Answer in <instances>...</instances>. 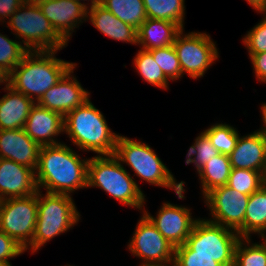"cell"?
Wrapping results in <instances>:
<instances>
[{"label": "cell", "mask_w": 266, "mask_h": 266, "mask_svg": "<svg viewBox=\"0 0 266 266\" xmlns=\"http://www.w3.org/2000/svg\"><path fill=\"white\" fill-rule=\"evenodd\" d=\"M24 130L40 147L60 144L61 142L55 137L64 132V116L35 103L30 110Z\"/></svg>", "instance_id": "17"}, {"label": "cell", "mask_w": 266, "mask_h": 266, "mask_svg": "<svg viewBox=\"0 0 266 266\" xmlns=\"http://www.w3.org/2000/svg\"><path fill=\"white\" fill-rule=\"evenodd\" d=\"M38 190V210L32 245L29 248L34 254L54 237L67 232L80 220L73 198L66 194Z\"/></svg>", "instance_id": "7"}, {"label": "cell", "mask_w": 266, "mask_h": 266, "mask_svg": "<svg viewBox=\"0 0 266 266\" xmlns=\"http://www.w3.org/2000/svg\"><path fill=\"white\" fill-rule=\"evenodd\" d=\"M6 22L28 51H58L68 46L39 6L22 4Z\"/></svg>", "instance_id": "8"}, {"label": "cell", "mask_w": 266, "mask_h": 266, "mask_svg": "<svg viewBox=\"0 0 266 266\" xmlns=\"http://www.w3.org/2000/svg\"><path fill=\"white\" fill-rule=\"evenodd\" d=\"M266 183V176L262 172L250 169H231L227 186L240 193L251 195Z\"/></svg>", "instance_id": "30"}, {"label": "cell", "mask_w": 266, "mask_h": 266, "mask_svg": "<svg viewBox=\"0 0 266 266\" xmlns=\"http://www.w3.org/2000/svg\"><path fill=\"white\" fill-rule=\"evenodd\" d=\"M142 211L163 237L175 248L185 244L195 222L198 220V218H192L190 208L174 205L170 202L163 203L156 217L145 209Z\"/></svg>", "instance_id": "13"}, {"label": "cell", "mask_w": 266, "mask_h": 266, "mask_svg": "<svg viewBox=\"0 0 266 266\" xmlns=\"http://www.w3.org/2000/svg\"><path fill=\"white\" fill-rule=\"evenodd\" d=\"M24 252L25 249L12 237L0 231V262L10 263L8 259H13Z\"/></svg>", "instance_id": "35"}, {"label": "cell", "mask_w": 266, "mask_h": 266, "mask_svg": "<svg viewBox=\"0 0 266 266\" xmlns=\"http://www.w3.org/2000/svg\"><path fill=\"white\" fill-rule=\"evenodd\" d=\"M55 54L57 50L28 51L9 73V86L37 103L49 88L77 65L56 58Z\"/></svg>", "instance_id": "2"}, {"label": "cell", "mask_w": 266, "mask_h": 266, "mask_svg": "<svg viewBox=\"0 0 266 266\" xmlns=\"http://www.w3.org/2000/svg\"><path fill=\"white\" fill-rule=\"evenodd\" d=\"M173 266H222L211 256L205 255H174Z\"/></svg>", "instance_id": "36"}, {"label": "cell", "mask_w": 266, "mask_h": 266, "mask_svg": "<svg viewBox=\"0 0 266 266\" xmlns=\"http://www.w3.org/2000/svg\"><path fill=\"white\" fill-rule=\"evenodd\" d=\"M46 0H21L22 4H27V5H35L39 6L43 4Z\"/></svg>", "instance_id": "42"}, {"label": "cell", "mask_w": 266, "mask_h": 266, "mask_svg": "<svg viewBox=\"0 0 266 266\" xmlns=\"http://www.w3.org/2000/svg\"><path fill=\"white\" fill-rule=\"evenodd\" d=\"M249 197L227 185L211 190L203 197L212 216L207 220L235 230L240 237H244V218Z\"/></svg>", "instance_id": "12"}, {"label": "cell", "mask_w": 266, "mask_h": 266, "mask_svg": "<svg viewBox=\"0 0 266 266\" xmlns=\"http://www.w3.org/2000/svg\"><path fill=\"white\" fill-rule=\"evenodd\" d=\"M40 146L24 128L0 130V158L12 160L34 171L37 169Z\"/></svg>", "instance_id": "18"}, {"label": "cell", "mask_w": 266, "mask_h": 266, "mask_svg": "<svg viewBox=\"0 0 266 266\" xmlns=\"http://www.w3.org/2000/svg\"><path fill=\"white\" fill-rule=\"evenodd\" d=\"M261 114H262V121H263V127L259 129L263 134H266V103L261 105Z\"/></svg>", "instance_id": "41"}, {"label": "cell", "mask_w": 266, "mask_h": 266, "mask_svg": "<svg viewBox=\"0 0 266 266\" xmlns=\"http://www.w3.org/2000/svg\"><path fill=\"white\" fill-rule=\"evenodd\" d=\"M231 168L250 169L262 172L266 176V142L264 134L257 129L253 133L241 136L229 155Z\"/></svg>", "instance_id": "19"}, {"label": "cell", "mask_w": 266, "mask_h": 266, "mask_svg": "<svg viewBox=\"0 0 266 266\" xmlns=\"http://www.w3.org/2000/svg\"><path fill=\"white\" fill-rule=\"evenodd\" d=\"M88 161L64 143L41 146L35 171L38 190L71 196L73 191L87 188Z\"/></svg>", "instance_id": "1"}, {"label": "cell", "mask_w": 266, "mask_h": 266, "mask_svg": "<svg viewBox=\"0 0 266 266\" xmlns=\"http://www.w3.org/2000/svg\"><path fill=\"white\" fill-rule=\"evenodd\" d=\"M231 169L228 155L218 154L211 158L208 163L197 172L203 197L211 190L227 185Z\"/></svg>", "instance_id": "24"}, {"label": "cell", "mask_w": 266, "mask_h": 266, "mask_svg": "<svg viewBox=\"0 0 266 266\" xmlns=\"http://www.w3.org/2000/svg\"><path fill=\"white\" fill-rule=\"evenodd\" d=\"M262 14L265 17L261 19L260 23L251 28L242 39L248 54L266 52V12Z\"/></svg>", "instance_id": "34"}, {"label": "cell", "mask_w": 266, "mask_h": 266, "mask_svg": "<svg viewBox=\"0 0 266 266\" xmlns=\"http://www.w3.org/2000/svg\"><path fill=\"white\" fill-rule=\"evenodd\" d=\"M0 266H12L10 263L0 262Z\"/></svg>", "instance_id": "44"}, {"label": "cell", "mask_w": 266, "mask_h": 266, "mask_svg": "<svg viewBox=\"0 0 266 266\" xmlns=\"http://www.w3.org/2000/svg\"><path fill=\"white\" fill-rule=\"evenodd\" d=\"M76 65L71 68L60 81L49 88L37 104L51 111L59 112L63 116L76 109L90 98L79 81L72 74Z\"/></svg>", "instance_id": "14"}, {"label": "cell", "mask_w": 266, "mask_h": 266, "mask_svg": "<svg viewBox=\"0 0 266 266\" xmlns=\"http://www.w3.org/2000/svg\"><path fill=\"white\" fill-rule=\"evenodd\" d=\"M259 13L266 12V0H246Z\"/></svg>", "instance_id": "39"}, {"label": "cell", "mask_w": 266, "mask_h": 266, "mask_svg": "<svg viewBox=\"0 0 266 266\" xmlns=\"http://www.w3.org/2000/svg\"><path fill=\"white\" fill-rule=\"evenodd\" d=\"M182 28L171 21L147 18L137 29V45L143 50L167 47L174 43Z\"/></svg>", "instance_id": "22"}, {"label": "cell", "mask_w": 266, "mask_h": 266, "mask_svg": "<svg viewBox=\"0 0 266 266\" xmlns=\"http://www.w3.org/2000/svg\"><path fill=\"white\" fill-rule=\"evenodd\" d=\"M128 250L148 265L173 266L175 247L144 215L140 217L128 244Z\"/></svg>", "instance_id": "11"}, {"label": "cell", "mask_w": 266, "mask_h": 266, "mask_svg": "<svg viewBox=\"0 0 266 266\" xmlns=\"http://www.w3.org/2000/svg\"><path fill=\"white\" fill-rule=\"evenodd\" d=\"M182 29L176 36L173 46L177 52L182 75L187 73L192 79L203 75L219 58L216 44L206 32H189Z\"/></svg>", "instance_id": "10"}, {"label": "cell", "mask_w": 266, "mask_h": 266, "mask_svg": "<svg viewBox=\"0 0 266 266\" xmlns=\"http://www.w3.org/2000/svg\"><path fill=\"white\" fill-rule=\"evenodd\" d=\"M194 141L186 155L185 164L189 165L193 163L198 172L211 158L220 153L212 145L211 140L204 132H201Z\"/></svg>", "instance_id": "31"}, {"label": "cell", "mask_w": 266, "mask_h": 266, "mask_svg": "<svg viewBox=\"0 0 266 266\" xmlns=\"http://www.w3.org/2000/svg\"><path fill=\"white\" fill-rule=\"evenodd\" d=\"M266 236V183L249 197L244 218V237Z\"/></svg>", "instance_id": "23"}, {"label": "cell", "mask_w": 266, "mask_h": 266, "mask_svg": "<svg viewBox=\"0 0 266 266\" xmlns=\"http://www.w3.org/2000/svg\"><path fill=\"white\" fill-rule=\"evenodd\" d=\"M148 51L152 54L155 62L159 65L168 80H178L183 76L177 52L173 44Z\"/></svg>", "instance_id": "33"}, {"label": "cell", "mask_w": 266, "mask_h": 266, "mask_svg": "<svg viewBox=\"0 0 266 266\" xmlns=\"http://www.w3.org/2000/svg\"><path fill=\"white\" fill-rule=\"evenodd\" d=\"M241 237L230 228L198 218L185 244L174 255H205L222 266H234L235 248Z\"/></svg>", "instance_id": "6"}, {"label": "cell", "mask_w": 266, "mask_h": 266, "mask_svg": "<svg viewBox=\"0 0 266 266\" xmlns=\"http://www.w3.org/2000/svg\"><path fill=\"white\" fill-rule=\"evenodd\" d=\"M75 1L83 3L87 8H89V7H93V6L97 5V4H100L102 0H75ZM81 1H88V2L90 1V3H86L85 4L84 2H81ZM89 4H91V5L89 6Z\"/></svg>", "instance_id": "43"}, {"label": "cell", "mask_w": 266, "mask_h": 266, "mask_svg": "<svg viewBox=\"0 0 266 266\" xmlns=\"http://www.w3.org/2000/svg\"><path fill=\"white\" fill-rule=\"evenodd\" d=\"M38 210L37 193L0 200V231L12 237L25 251L32 245Z\"/></svg>", "instance_id": "9"}, {"label": "cell", "mask_w": 266, "mask_h": 266, "mask_svg": "<svg viewBox=\"0 0 266 266\" xmlns=\"http://www.w3.org/2000/svg\"><path fill=\"white\" fill-rule=\"evenodd\" d=\"M21 5V0H0V22L6 23Z\"/></svg>", "instance_id": "38"}, {"label": "cell", "mask_w": 266, "mask_h": 266, "mask_svg": "<svg viewBox=\"0 0 266 266\" xmlns=\"http://www.w3.org/2000/svg\"><path fill=\"white\" fill-rule=\"evenodd\" d=\"M64 132L80 150L93 151L97 156L114 155L119 136L90 99L64 116Z\"/></svg>", "instance_id": "3"}, {"label": "cell", "mask_w": 266, "mask_h": 266, "mask_svg": "<svg viewBox=\"0 0 266 266\" xmlns=\"http://www.w3.org/2000/svg\"><path fill=\"white\" fill-rule=\"evenodd\" d=\"M3 84L5 87L9 86V73L0 66V85Z\"/></svg>", "instance_id": "40"}, {"label": "cell", "mask_w": 266, "mask_h": 266, "mask_svg": "<svg viewBox=\"0 0 266 266\" xmlns=\"http://www.w3.org/2000/svg\"><path fill=\"white\" fill-rule=\"evenodd\" d=\"M140 266H164V265H148V264H140Z\"/></svg>", "instance_id": "45"}, {"label": "cell", "mask_w": 266, "mask_h": 266, "mask_svg": "<svg viewBox=\"0 0 266 266\" xmlns=\"http://www.w3.org/2000/svg\"><path fill=\"white\" fill-rule=\"evenodd\" d=\"M249 58L253 65L256 79H258V81H261L262 83H266V52L249 54Z\"/></svg>", "instance_id": "37"}, {"label": "cell", "mask_w": 266, "mask_h": 266, "mask_svg": "<svg viewBox=\"0 0 266 266\" xmlns=\"http://www.w3.org/2000/svg\"><path fill=\"white\" fill-rule=\"evenodd\" d=\"M105 36L121 42L137 44V29L116 18L101 4L89 7L87 20Z\"/></svg>", "instance_id": "21"}, {"label": "cell", "mask_w": 266, "mask_h": 266, "mask_svg": "<svg viewBox=\"0 0 266 266\" xmlns=\"http://www.w3.org/2000/svg\"><path fill=\"white\" fill-rule=\"evenodd\" d=\"M35 171L12 160L0 158V200L37 193Z\"/></svg>", "instance_id": "16"}, {"label": "cell", "mask_w": 266, "mask_h": 266, "mask_svg": "<svg viewBox=\"0 0 266 266\" xmlns=\"http://www.w3.org/2000/svg\"><path fill=\"white\" fill-rule=\"evenodd\" d=\"M39 8L67 43L74 29L87 19L88 8L75 0H46Z\"/></svg>", "instance_id": "15"}, {"label": "cell", "mask_w": 266, "mask_h": 266, "mask_svg": "<svg viewBox=\"0 0 266 266\" xmlns=\"http://www.w3.org/2000/svg\"><path fill=\"white\" fill-rule=\"evenodd\" d=\"M116 18L138 29L147 19L143 0H102L100 3Z\"/></svg>", "instance_id": "25"}, {"label": "cell", "mask_w": 266, "mask_h": 266, "mask_svg": "<svg viewBox=\"0 0 266 266\" xmlns=\"http://www.w3.org/2000/svg\"><path fill=\"white\" fill-rule=\"evenodd\" d=\"M99 187L120 203L139 210L145 207V195L136 180L114 155H100L89 159L87 188Z\"/></svg>", "instance_id": "4"}, {"label": "cell", "mask_w": 266, "mask_h": 266, "mask_svg": "<svg viewBox=\"0 0 266 266\" xmlns=\"http://www.w3.org/2000/svg\"><path fill=\"white\" fill-rule=\"evenodd\" d=\"M251 238L239 239L235 248L234 266H266V240L262 238V243H252Z\"/></svg>", "instance_id": "27"}, {"label": "cell", "mask_w": 266, "mask_h": 266, "mask_svg": "<svg viewBox=\"0 0 266 266\" xmlns=\"http://www.w3.org/2000/svg\"><path fill=\"white\" fill-rule=\"evenodd\" d=\"M133 65H135L138 74L144 81L160 89H169V80L165 77L148 50H138L134 57Z\"/></svg>", "instance_id": "28"}, {"label": "cell", "mask_w": 266, "mask_h": 266, "mask_svg": "<svg viewBox=\"0 0 266 266\" xmlns=\"http://www.w3.org/2000/svg\"><path fill=\"white\" fill-rule=\"evenodd\" d=\"M27 52L21 40H12L0 33V66L8 73L21 63Z\"/></svg>", "instance_id": "32"}, {"label": "cell", "mask_w": 266, "mask_h": 266, "mask_svg": "<svg viewBox=\"0 0 266 266\" xmlns=\"http://www.w3.org/2000/svg\"><path fill=\"white\" fill-rule=\"evenodd\" d=\"M114 156L123 165L130 166L135 175L150 185L173 189L179 199H185V182H177L172 172L145 142L129 139L123 135L117 138Z\"/></svg>", "instance_id": "5"}, {"label": "cell", "mask_w": 266, "mask_h": 266, "mask_svg": "<svg viewBox=\"0 0 266 266\" xmlns=\"http://www.w3.org/2000/svg\"><path fill=\"white\" fill-rule=\"evenodd\" d=\"M185 0H143L147 18L166 20L184 29Z\"/></svg>", "instance_id": "26"}, {"label": "cell", "mask_w": 266, "mask_h": 266, "mask_svg": "<svg viewBox=\"0 0 266 266\" xmlns=\"http://www.w3.org/2000/svg\"><path fill=\"white\" fill-rule=\"evenodd\" d=\"M2 89L7 91V94L0 99V130L24 128L30 110L36 102L14 91L10 86Z\"/></svg>", "instance_id": "20"}, {"label": "cell", "mask_w": 266, "mask_h": 266, "mask_svg": "<svg viewBox=\"0 0 266 266\" xmlns=\"http://www.w3.org/2000/svg\"><path fill=\"white\" fill-rule=\"evenodd\" d=\"M211 140L216 150L223 155H230L234 150L239 133L236 128L226 123H216L203 131Z\"/></svg>", "instance_id": "29"}]
</instances>
